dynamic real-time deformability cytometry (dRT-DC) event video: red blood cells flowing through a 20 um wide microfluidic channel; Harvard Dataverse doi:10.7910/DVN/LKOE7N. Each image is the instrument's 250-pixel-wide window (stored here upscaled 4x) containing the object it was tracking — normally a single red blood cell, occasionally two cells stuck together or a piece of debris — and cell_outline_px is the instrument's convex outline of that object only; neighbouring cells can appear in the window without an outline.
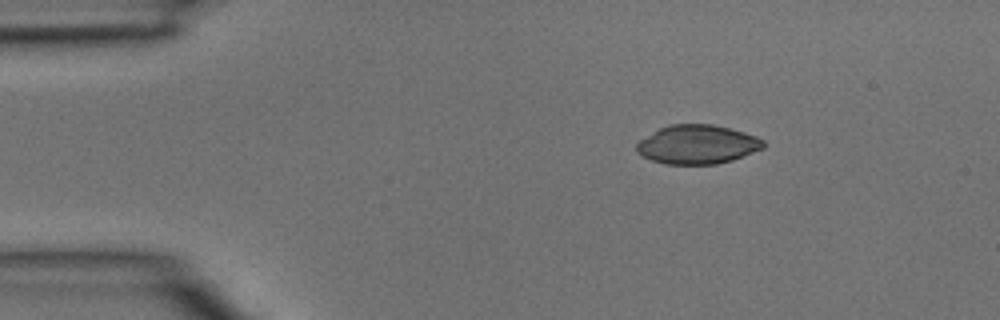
{"species": "common noctule bat (a hibernating species)", "species_latin": "Nyctalus noctula", "temperature_condition": "room temperature", "stored_images_in_passage": 3, "camera_frame_rate_fps": 3000, "um_per_image_px": 0.085, "animal": {"sex": "male", "body_mass_g": 15.6}, "frame": {"image": 1, "passage_image": 1, "time_ms": 0.0, "image_size_px": [1000, 320], "cell_outline_px": [[764, 148], [732, 160], [716, 164], [664, 164], [640, 156], [636, 152], [636, 144], [640, 140], [660, 128], [672, 124], [712, 124], [744, 132], [756, 136], [764, 140]], "centroid_in_image_um": [59.26, 12.29], "position_along_channel_um": 25.7, "area_um2": 28.73}}